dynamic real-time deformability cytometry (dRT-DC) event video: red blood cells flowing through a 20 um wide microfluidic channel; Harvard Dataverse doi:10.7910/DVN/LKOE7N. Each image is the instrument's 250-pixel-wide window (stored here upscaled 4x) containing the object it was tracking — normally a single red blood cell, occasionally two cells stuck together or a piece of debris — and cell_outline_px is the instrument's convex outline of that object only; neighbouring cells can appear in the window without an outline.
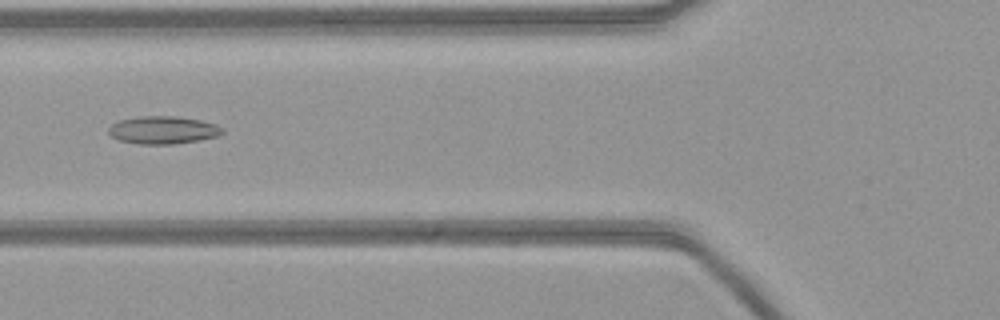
{"species": "common noctule bat (a hibernating species)", "species_latin": "Nyctalus noctula", "temperature_condition": "warm", "stored_images_in_passage": 54, "camera_frame_rate_fps": 3000, "um_per_image_px": 0.085, "animal": {"sex": "female", "body_mass_g": 21.9}, "frame": {"image": 1, "passage_image": 20, "time_ms": 6.333, "image_size_px": [1000, 320], "cell_outline_px": [[224, 132], [216, 136], [196, 140], [172, 144], [140, 144], [120, 140], [112, 136], [108, 132], [108, 128], [112, 124], [120, 120], [140, 116], [172, 116], [200, 120], [216, 124], [224, 128]], "centroid_in_image_um": [13.85, 11.04], "position_along_channel_um": 112.0, "area_um2": 18.15}}
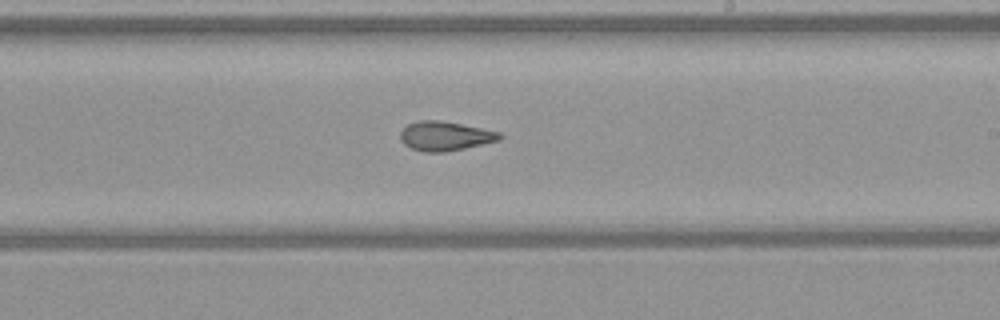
{"frame": {"image": 2, "passage_image": 31, "time_ms": 10.0, "image_size_px": [1000, 320], "cell_outline_px": [[504, 136], [500, 140], [464, 148], [444, 152], [424, 152], [412, 148], [404, 144], [400, 140], [400, 132], [408, 124], [416, 120], [440, 120], [500, 132]], "centroid_in_image_um": [37.81, 11.56], "position_along_channel_um": 251.2, "area_um2": 16.88}}
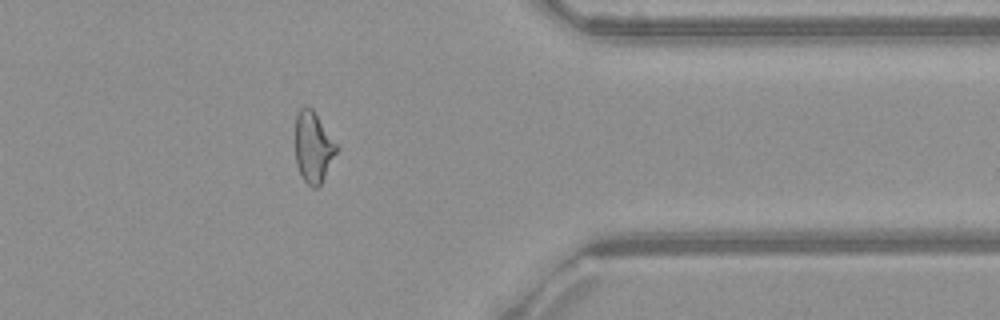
{"frame": {"image": 3, "passage_image": 43, "time_ms": 14.0, "image_size_px": [1000, 320], "cell_outline_px": [[340, 148], [320, 184], [316, 188], [312, 188], [304, 180], [296, 164], [296, 116], [300, 108], [312, 108]], "centroid_in_image_um": [26.65, 12.52], "position_along_channel_um": 384.8, "area_um2": 16.88}}